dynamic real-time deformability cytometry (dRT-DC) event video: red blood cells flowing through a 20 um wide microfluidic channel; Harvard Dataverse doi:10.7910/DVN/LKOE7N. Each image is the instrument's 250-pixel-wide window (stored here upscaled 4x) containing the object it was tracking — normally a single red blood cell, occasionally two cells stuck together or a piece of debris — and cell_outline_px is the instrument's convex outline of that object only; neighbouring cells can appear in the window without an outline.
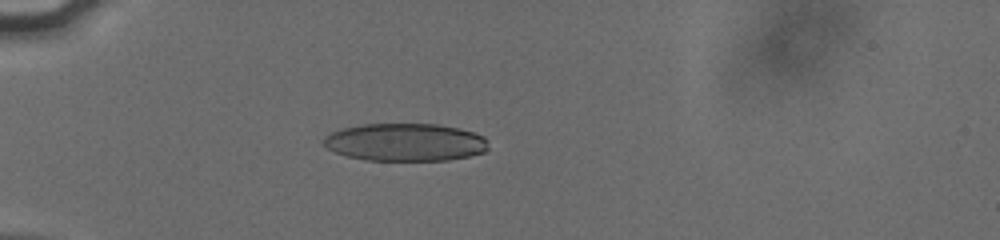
{"species": "human", "species_latin": "Homo sapiens", "temperature_condition": "cold", "stored_images_in_passage": 46, "camera_frame_rate_fps": 3000, "um_per_image_px": 0.085, "donor": {"sex": "male"}, "frame": {"image": 1, "passage_image": 8, "time_ms": 2.333, "image_size_px": [1000, 240], "cell_outline_px": [[488, 148], [484, 152], [468, 156], [448, 160], [368, 160], [348, 156], [336, 152], [328, 148], [324, 144], [324, 136], [332, 132], [344, 128], [364, 124], [440, 124], [460, 128], [484, 136], [488, 140]], "centroid_in_image_um": [34.49, 12.08], "position_along_channel_um": 50.5, "area_um2": 36.13}}
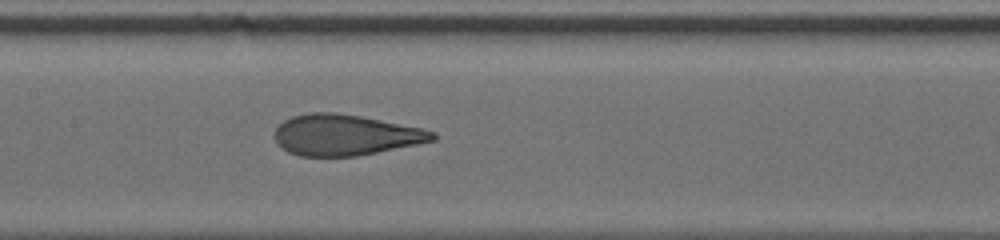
{"frame": {"image": 2, "passage_image": 20, "time_ms": 6.333, "image_size_px": [1000, 240], "cell_outline_px": [[436, 140], [356, 156], [300, 156], [288, 152], [276, 144], [276, 128], [284, 120], [292, 116], [312, 112], [336, 112], [360, 116], [420, 128], [436, 132]], "centroid_in_image_um": [29.32, 11.47], "position_along_channel_um": 178.1, "area_um2": 37.28}}
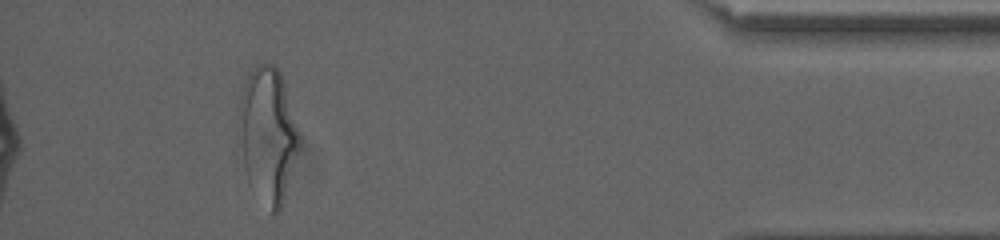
{"frame": {"image": 3, "passage_image": 42, "time_ms": 13.667, "image_size_px": [1000, 240], "cell_outline_px": [[300, 148], [280, 208], [276, 212], [272, 212], [248, 184], [244, 168], [240, 108], [240, 100], [248, 72], [256, 64], [272, 64], [280, 72], [284, 84], [300, 136]], "centroid_in_image_um": [22.79, 11.44], "position_along_channel_um": 412.4, "area_um2": 46.12}, "authors_computed_cell_mechanics": {"area_um2": 37.8879, "velocity_mm_per_s": 3.8349, "shape_relaxation_time_tau1_ms": 6.4434, "shape_relaxation_time_tau2_ms": 0.8059, "deformation_change_tau1": 0.2074, "deformation_change_tau2": 0.0799}}